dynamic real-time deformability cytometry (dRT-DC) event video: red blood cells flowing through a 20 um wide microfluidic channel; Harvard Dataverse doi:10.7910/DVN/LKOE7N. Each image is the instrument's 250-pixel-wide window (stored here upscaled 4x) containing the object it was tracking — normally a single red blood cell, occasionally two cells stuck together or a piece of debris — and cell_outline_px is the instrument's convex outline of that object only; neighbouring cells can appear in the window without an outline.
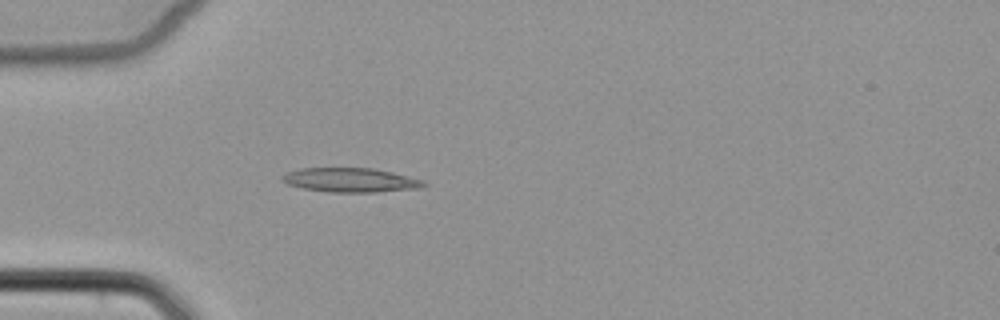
{"species": "common noctule bat (a hibernating species)", "species_latin": "Nyctalus noctula", "temperature_condition": "cold", "stored_images_in_passage": 4, "camera_frame_rate_fps": 3000, "um_per_image_px": 0.085, "animal": {"sex": "female", "body_mass_g": 22.7, "forearm_length_mm": 54.2}, "frame": {"image": 1, "passage_image": 4, "time_ms": 6.667, "image_size_px": [1000, 320], "cell_outline_px": [[428, 184], [424, 188], [376, 192], [328, 192], [304, 188], [288, 184], [280, 180], [280, 176], [288, 172], [300, 168], [372, 168], [392, 172], [424, 180]], "centroid_in_image_um": [29.83, 15.31], "position_along_channel_um": 55.2, "area_um2": 20.11}}